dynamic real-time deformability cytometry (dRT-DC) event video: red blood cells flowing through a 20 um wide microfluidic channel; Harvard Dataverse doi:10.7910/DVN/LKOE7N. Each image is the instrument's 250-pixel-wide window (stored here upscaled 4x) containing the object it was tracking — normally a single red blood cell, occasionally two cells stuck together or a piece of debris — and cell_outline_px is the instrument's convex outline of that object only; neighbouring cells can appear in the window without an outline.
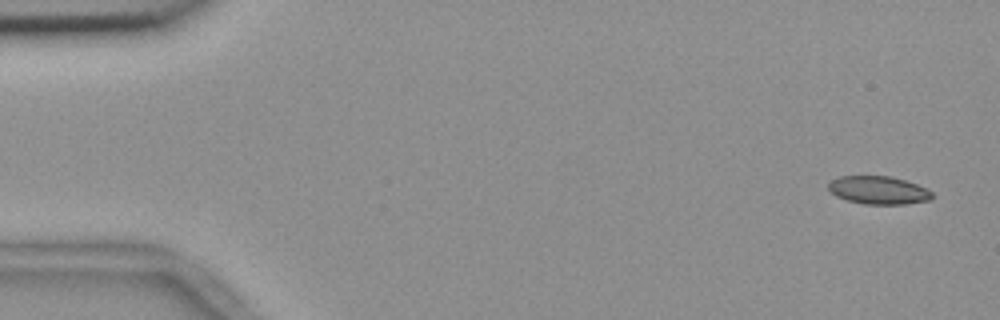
{"species": "common noctule bat (a hibernating species)", "species_latin": "Nyctalus noctula", "temperature_condition": "room temperature", "stored_images_in_passage": 54, "camera_frame_rate_fps": 3000, "um_per_image_px": 0.085, "animal": {"sex": "female", "body_mass_g": 18.4}, "frame": {"image": 1, "passage_image": 1, "time_ms": 0.0, "image_size_px": [1000, 320], "cell_outline_px": [[932, 200], [904, 204], [864, 204], [848, 200], [836, 196], [828, 188], [828, 184], [832, 180], [840, 176], [888, 176], [904, 180], [916, 184], [932, 192]], "centroid_in_image_um": [74.67, 16.17], "position_along_channel_um": 10.3, "area_um2": 16.76}}
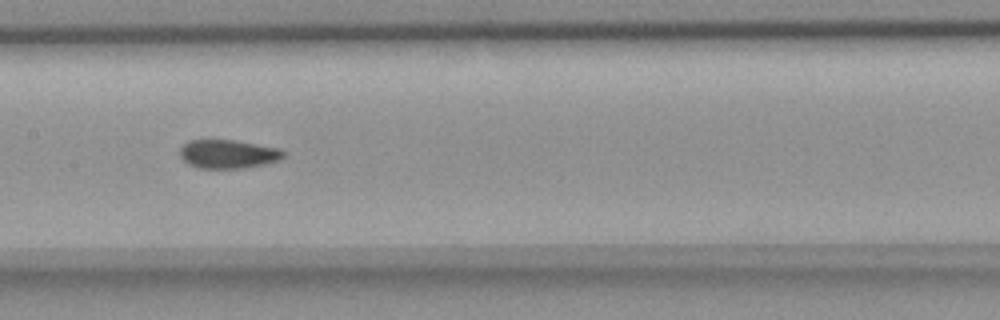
{"frame": {"image": 2, "passage_image": 26, "time_ms": 8.333, "image_size_px": [1000, 320], "cell_outline_px": [[288, 152], [280, 160], [264, 164], [244, 168], [200, 168], [188, 164], [180, 156], [180, 148], [188, 140], [236, 140], [280, 148]], "centroid_in_image_um": [19.43, 13.08], "position_along_channel_um": 188.0, "area_um2": 17.46}}
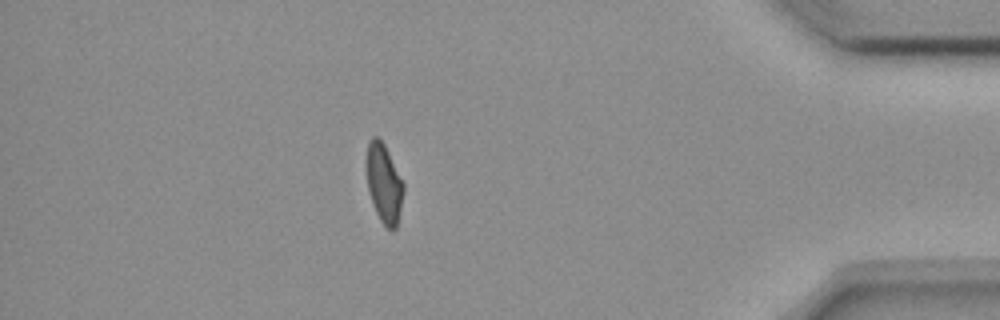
{"frame": {"image": 3, "passage_image": 47, "time_ms": 15.333, "image_size_px": [1000, 320], "cell_outline_px": [[404, 192], [396, 228], [392, 232], [380, 220], [372, 204], [368, 188], [364, 160], [368, 140], [372, 136], [376, 136], [384, 144], [404, 184]], "centroid_in_image_um": [32.6, 15.55], "position_along_channel_um": 402.6, "area_um2": 17.28}, "authors_computed_cell_mechanics": {"area_um2": 17.7157, "velocity_mm_per_s": 3.6835, "shape_relaxation_time_tau1_ms": 6.5026, "shape_relaxation_time_tau2_ms": 1.0169, "deformation_change_tau1": 0.1537, "deformation_change_tau2": 0.0585}}